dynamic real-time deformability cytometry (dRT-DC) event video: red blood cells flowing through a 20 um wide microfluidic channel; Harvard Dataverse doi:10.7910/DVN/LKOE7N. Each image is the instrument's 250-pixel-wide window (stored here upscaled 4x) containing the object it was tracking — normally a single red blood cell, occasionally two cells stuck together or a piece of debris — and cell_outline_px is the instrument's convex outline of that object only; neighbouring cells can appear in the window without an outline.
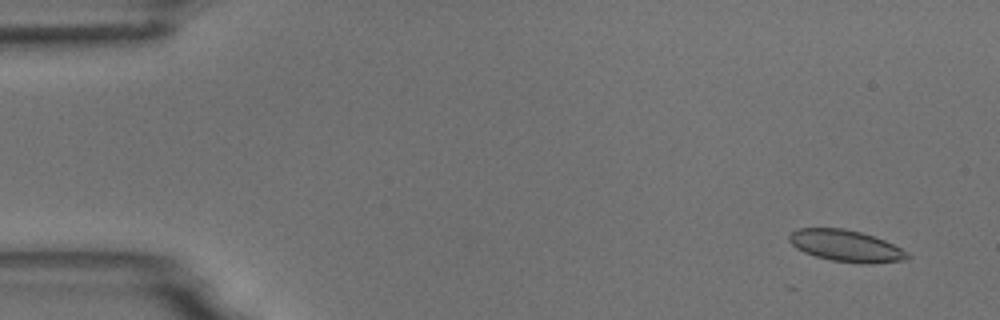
{"species": "common noctule bat (a hibernating species)", "species_latin": "Nyctalus noctula", "temperature_condition": "room temperature", "stored_images_in_passage": 8, "camera_frame_rate_fps": 3000, "um_per_image_px": 0.085, "animal": {"sex": "male", "body_mass_g": 18.8}, "frame": {"image": 1, "passage_image": 2, "time_ms": 1.0, "image_size_px": [1000, 320], "cell_outline_px": [[912, 256], [904, 260], [872, 264], [860, 264], [832, 260], [816, 256], [804, 252], [796, 248], [788, 240], [788, 236], [796, 228], [844, 228], [860, 232], [884, 240], [908, 252]], "centroid_in_image_um": [71.9, 20.9], "position_along_channel_um": 13.1, "area_um2": 21.79}}